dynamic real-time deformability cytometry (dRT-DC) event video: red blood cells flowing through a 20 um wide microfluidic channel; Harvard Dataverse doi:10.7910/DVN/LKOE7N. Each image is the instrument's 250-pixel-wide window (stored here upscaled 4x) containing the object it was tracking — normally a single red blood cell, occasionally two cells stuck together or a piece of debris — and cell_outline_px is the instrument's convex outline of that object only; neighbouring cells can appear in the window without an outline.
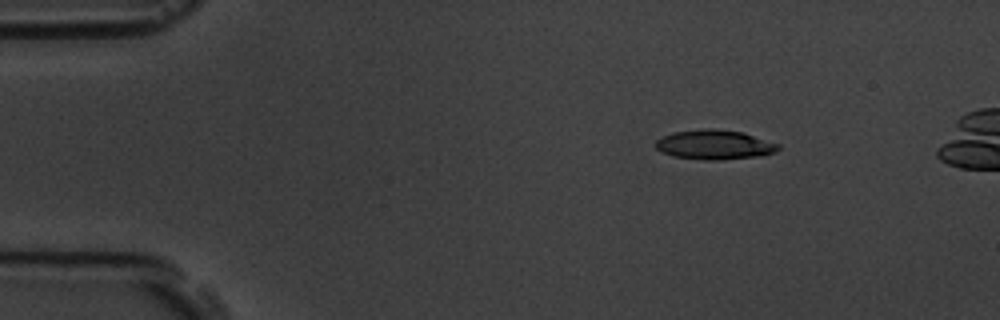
{"species": "common noctule bat (a hibernating species)", "species_latin": "Nyctalus noctula", "temperature_condition": "room temperature", "stored_images_in_passage": 4, "camera_frame_rate_fps": 3000, "um_per_image_px": 0.085, "animal": {"sex": "male", "body_mass_g": 19.5, "forearm_length_mm": 54.6}, "frame": {"image": 1, "passage_image": 1, "time_ms": 0.0, "image_size_px": [1000, 320], "cell_outline_px": [[780, 148], [776, 152], [764, 156], [720, 160], [704, 160], [672, 156], [660, 152], [656, 148], [656, 140], [672, 132], [704, 128], [716, 128], [744, 132], [780, 144]], "centroid_in_image_um": [60.77, 12.3], "position_along_channel_um": 24.2, "area_um2": 21.56}}